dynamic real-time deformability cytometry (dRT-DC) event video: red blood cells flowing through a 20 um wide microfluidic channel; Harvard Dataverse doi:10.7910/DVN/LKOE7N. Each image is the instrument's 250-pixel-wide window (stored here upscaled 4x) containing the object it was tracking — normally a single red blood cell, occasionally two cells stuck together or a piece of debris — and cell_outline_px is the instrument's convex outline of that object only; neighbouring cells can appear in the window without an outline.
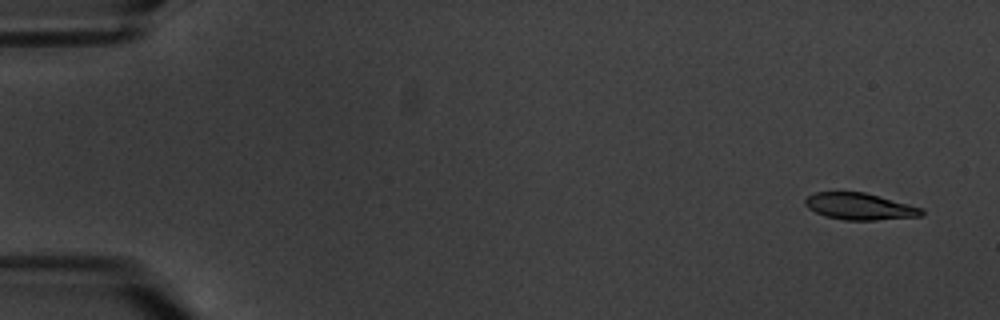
{"species": "common noctule bat (a hibernating species)", "species_latin": "Nyctalus noctula", "temperature_condition": "warm", "stored_images_in_passage": 6, "camera_frame_rate_fps": 3000, "um_per_image_px": 0.085, "animal": {"sex": "male", "body_mass_g": 20.1, "forearm_length_mm": 53.5}, "frame": {"image": 1, "passage_image": 1, "time_ms": 0.0, "image_size_px": [1000, 320], "cell_outline_px": [[924, 212], [920, 216], [876, 220], [844, 220], [824, 216], [808, 208], [804, 204], [804, 200], [808, 196], [816, 192], [864, 192], [924, 208]], "centroid_in_image_um": [73.06, 17.55], "position_along_channel_um": 11.9, "area_um2": 18.09}}